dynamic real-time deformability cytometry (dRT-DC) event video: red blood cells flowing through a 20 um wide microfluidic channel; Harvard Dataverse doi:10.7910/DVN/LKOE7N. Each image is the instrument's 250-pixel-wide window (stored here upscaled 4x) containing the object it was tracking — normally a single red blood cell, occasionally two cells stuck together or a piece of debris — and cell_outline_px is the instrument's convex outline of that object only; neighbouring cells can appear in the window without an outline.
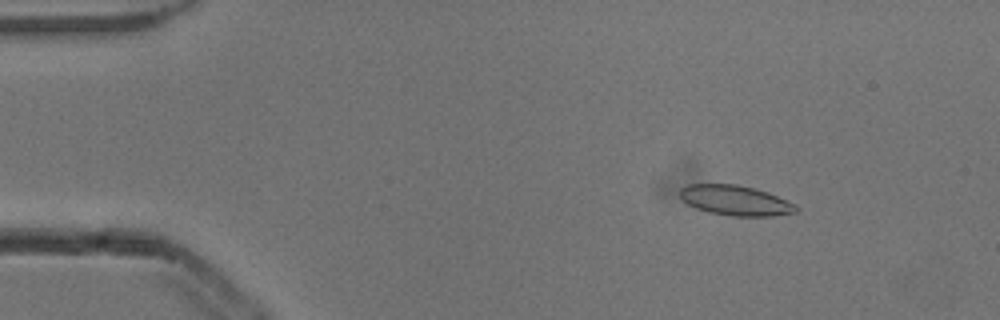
{"species": "common noctule bat (a hibernating species)", "species_latin": "Nyctalus noctula", "temperature_condition": "cold", "stored_images_in_passage": 5, "camera_frame_rate_fps": 3000, "um_per_image_px": 0.085, "animal": {"sex": "male", "body_mass_g": 13.3}, "frame": {"image": 1, "passage_image": 3, "time_ms": 0.667, "image_size_px": [1000, 320], "cell_outline_px": [[800, 208], [796, 212], [772, 216], [732, 216], [708, 212], [696, 208], [688, 204], [680, 196], [680, 188], [688, 184], [736, 184], [768, 192], [796, 204]], "centroid_in_image_um": [62.53, 17.04], "position_along_channel_um": 22.5, "area_um2": 20.35}}